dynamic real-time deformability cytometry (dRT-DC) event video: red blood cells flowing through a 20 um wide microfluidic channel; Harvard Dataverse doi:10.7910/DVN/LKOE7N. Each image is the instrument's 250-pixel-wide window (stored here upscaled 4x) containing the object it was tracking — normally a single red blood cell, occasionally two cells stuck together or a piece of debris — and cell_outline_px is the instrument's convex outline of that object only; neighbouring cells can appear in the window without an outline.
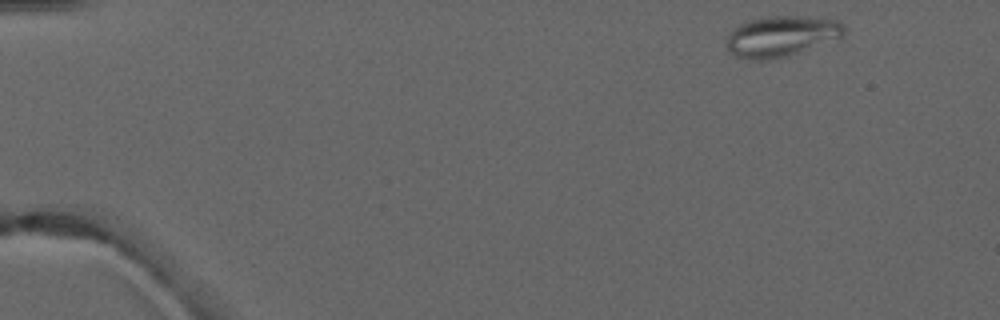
{"species": "common noctule bat (a hibernating species)", "species_latin": "Nyctalus noctula", "temperature_condition": "warm", "stored_images_in_passage": 4, "camera_frame_rate_fps": 3000, "um_per_image_px": 0.085, "animal": {"sex": "male", "forearm_length_mm": 52.5}, "frame": {"image": 1, "passage_image": 4, "time_ms": 3.667, "image_size_px": [1000, 320], "cell_outline_px": [[848, 32], [840, 40], [788, 56], [768, 60], [752, 60], [736, 56], [728, 48], [728, 32], [732, 28], [748, 20], [768, 16], [804, 16], [836, 20]], "centroid_in_image_um": [66.47, 3.08], "position_along_channel_um": 18.5, "area_um2": 28.32}}